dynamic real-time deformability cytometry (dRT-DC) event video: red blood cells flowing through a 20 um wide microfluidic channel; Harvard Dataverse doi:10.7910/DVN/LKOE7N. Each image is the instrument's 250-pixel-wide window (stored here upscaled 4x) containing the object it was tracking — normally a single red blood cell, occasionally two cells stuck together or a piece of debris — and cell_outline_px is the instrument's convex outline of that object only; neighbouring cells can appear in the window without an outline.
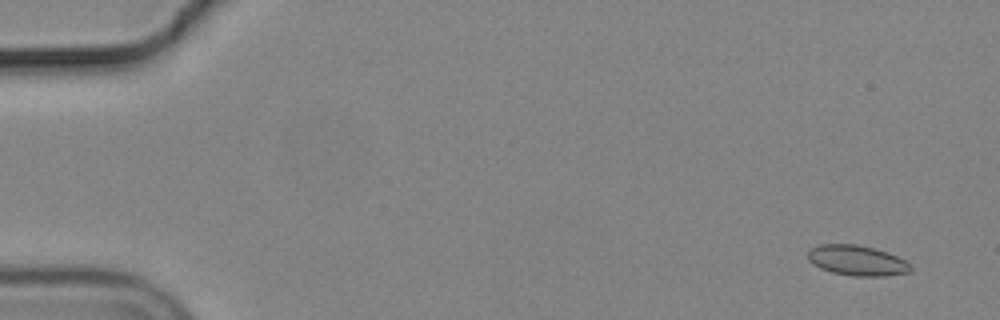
{"species": "common noctule bat (a hibernating species)", "species_latin": "Nyctalus noctula", "temperature_condition": "cold", "stored_images_in_passage": 57, "camera_frame_rate_fps": 3000, "um_per_image_px": 0.085, "animal": {"sex": "male", "body_mass_g": 19.2, "forearm_length_mm": 51.8}, "frame": {"image": 1, "passage_image": 4, "time_ms": 1.0, "image_size_px": [1000, 320], "cell_outline_px": [[912, 268], [908, 272], [884, 276], [852, 276], [832, 272], [820, 268], [812, 264], [808, 260], [808, 248], [820, 244], [856, 244], [888, 252], [904, 260]], "centroid_in_image_um": [72.78, 22.13], "position_along_channel_um": 12.2, "area_um2": 18.09}}
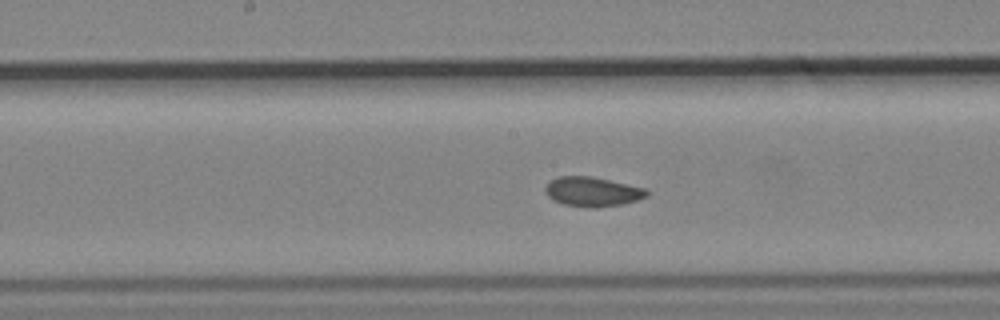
{"frame": {"image": 2, "passage_image": 30, "time_ms": 9.667, "image_size_px": [1000, 320], "cell_outline_px": [[648, 196], [636, 200], [620, 204], [596, 208], [588, 208], [564, 204], [552, 200], [544, 192], [544, 188], [548, 180], [560, 176], [592, 176], [644, 188], [648, 192]], "centroid_in_image_um": [50.29, 16.29], "position_along_channel_um": 197.9, "area_um2": 17.51}}
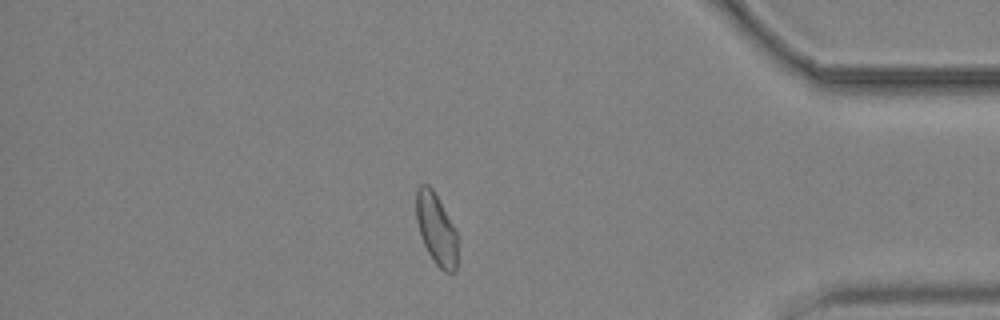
{"frame": {"image": 3, "passage_image": 49, "time_ms": 16.0, "image_size_px": [1000, 320], "cell_outline_px": [[456, 272], [444, 272], [432, 260], [420, 236], [416, 220], [416, 188], [420, 184], [428, 184], [432, 188], [452, 224], [456, 232]], "centroid_in_image_um": [37.04, 19.46], "position_along_channel_um": 398.2, "area_um2": 16.99}, "authors_computed_cell_mechanics": {"area_um2": 17.6868, "velocity_mm_per_s": 3.6877, "shape_relaxation_time_tau1_ms": null, "shape_relaxation_time_tau2_ms": 2.1841, "deformation_change_tau1": null, "deformation_change_tau2": 0.0678}}